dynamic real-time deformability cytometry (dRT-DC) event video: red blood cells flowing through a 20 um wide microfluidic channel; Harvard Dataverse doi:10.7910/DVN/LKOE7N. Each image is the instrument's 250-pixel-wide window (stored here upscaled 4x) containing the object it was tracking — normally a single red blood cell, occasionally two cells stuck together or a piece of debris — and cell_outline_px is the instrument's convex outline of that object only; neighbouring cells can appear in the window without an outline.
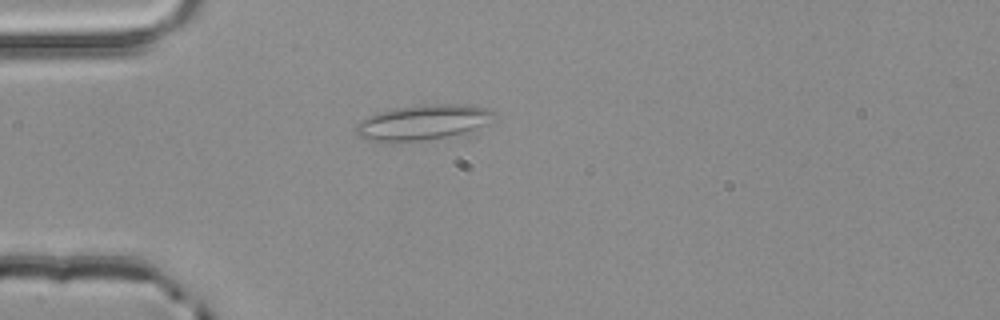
{"species": "common noctule bat (a hibernating species)", "species_latin": "Nyctalus noctula", "temperature_condition": "room temperature", "stored_images_in_passage": 2, "camera_frame_rate_fps": 3000, "um_per_image_px": 0.085, "animal": {"sex": "male", "body_mass_g": 20.4}, "frame": {"image": 1, "passage_image": 2, "time_ms": 0.333, "image_size_px": [1000, 320], "cell_outline_px": [[492, 112], [484, 124], [468, 136], [392, 144], [372, 140], [356, 136], [356, 124], [360, 120], [376, 112], [396, 108], [424, 104], [468, 104], [488, 108]], "centroid_in_image_um": [35.92, 10.45], "position_along_channel_um": 49.1, "area_um2": 29.36}}